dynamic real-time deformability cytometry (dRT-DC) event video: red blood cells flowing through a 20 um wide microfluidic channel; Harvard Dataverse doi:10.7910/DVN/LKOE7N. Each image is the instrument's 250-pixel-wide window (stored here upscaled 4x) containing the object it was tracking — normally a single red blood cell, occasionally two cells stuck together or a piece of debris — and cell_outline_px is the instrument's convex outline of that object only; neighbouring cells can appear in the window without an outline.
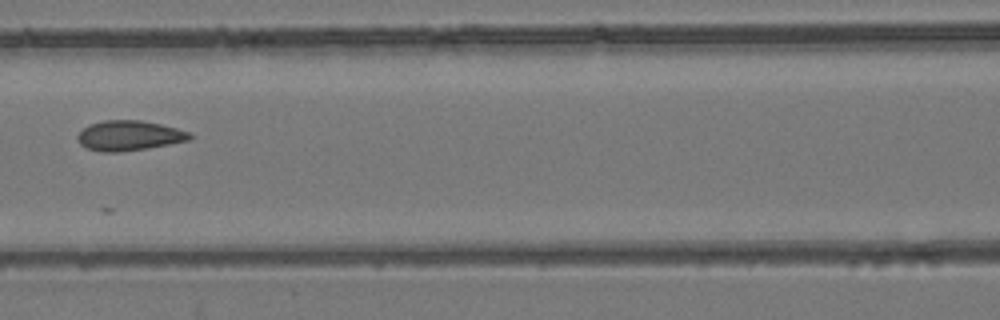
{"species": "common noctule bat (a hibernating species)", "species_latin": "Nyctalus noctula", "temperature_condition": "room temperature", "stored_images_in_passage": 7, "camera_frame_rate_fps": 3000, "um_per_image_px": 0.085, "animal": {"sex": "female", "body_mass_g": 24.6, "forearm_length_mm": 56.2}, "frame": {"image": 1, "passage_image": 5, "time_ms": 4.667, "image_size_px": [1000, 320], "cell_outline_px": [[192, 136], [188, 140], [148, 148], [120, 152], [100, 152], [84, 148], [80, 144], [76, 136], [88, 124], [104, 120], [140, 120], [160, 124], [176, 128], [188, 132]], "centroid_in_image_um": [10.91, 11.53], "position_along_channel_um": 155.7, "area_um2": 19.59}}